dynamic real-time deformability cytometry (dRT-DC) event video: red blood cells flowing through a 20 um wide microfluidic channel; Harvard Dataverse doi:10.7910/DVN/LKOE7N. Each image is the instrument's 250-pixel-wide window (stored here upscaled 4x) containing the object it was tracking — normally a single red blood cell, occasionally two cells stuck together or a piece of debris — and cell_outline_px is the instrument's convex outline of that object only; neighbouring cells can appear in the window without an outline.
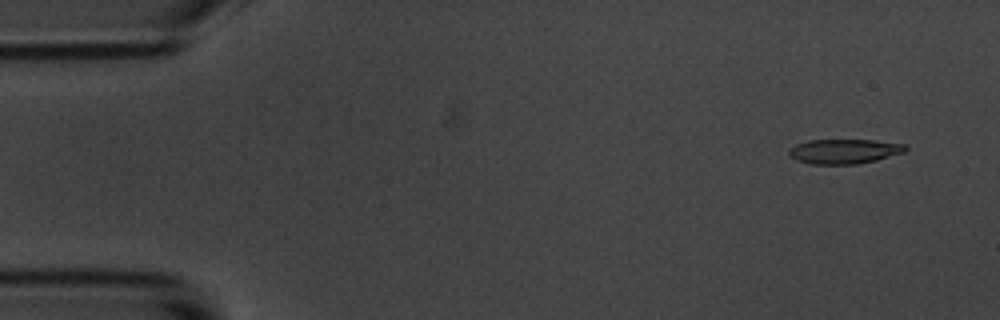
{"species": "common noctule bat (a hibernating species)", "species_latin": "Nyctalus noctula", "temperature_condition": "room temperature", "stored_images_in_passage": 6, "camera_frame_rate_fps": 3000, "um_per_image_px": 0.085, "animal": {"sex": "male", "body_mass_g": 20.1, "forearm_length_mm": 53.5}, "frame": {"image": 1, "passage_image": 1, "time_ms": 0.0, "image_size_px": [1000, 320], "cell_outline_px": [[908, 148], [904, 152], [876, 160], [856, 164], [812, 164], [796, 160], [788, 152], [796, 144], [808, 140], [872, 140], [904, 144]], "centroid_in_image_um": [71.77, 12.86], "position_along_channel_um": 13.2, "area_um2": 16.53}}
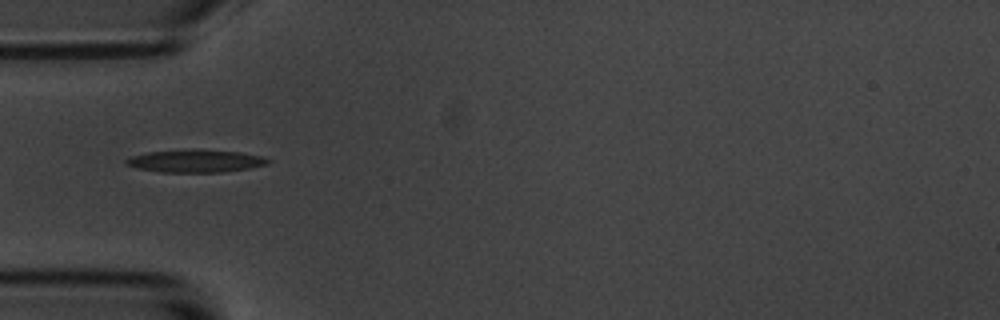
{"frame": {"image": 2, "passage_image": 5, "time_ms": 4.667, "image_size_px": [1000, 320], "cell_outline_px": [[272, 160], [268, 164], [248, 168], [220, 172], [160, 172], [136, 168], [124, 164], [124, 160], [132, 156], [148, 152], [192, 148], [196, 148], [240, 152], [260, 156]], "centroid_in_image_um": [16.59, 13.67], "position_along_channel_um": 68.4, "area_um2": 18.96}}
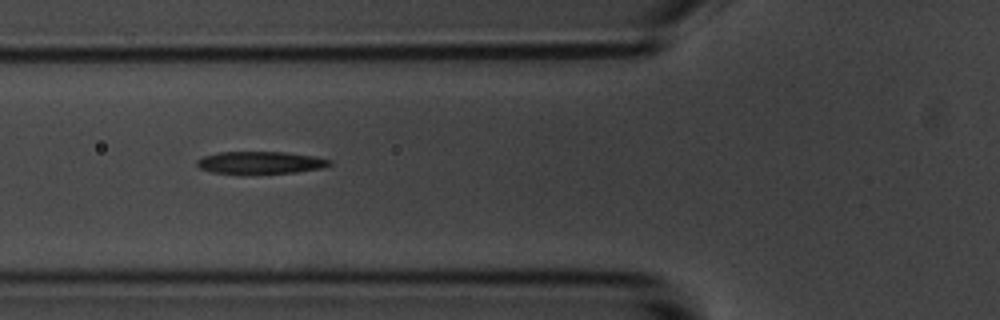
{"frame": {"image": 3, "passage_image": 6, "time_ms": 5.667, "image_size_px": [1000, 320], "cell_outline_px": [[332, 164], [324, 168], [296, 172], [244, 176], [212, 172], [200, 168], [196, 164], [196, 160], [204, 156], [220, 152], [284, 152], [312, 156], [332, 160]], "centroid_in_image_um": [22.11, 13.86], "position_along_channel_um": 103.7, "area_um2": 17.92}}